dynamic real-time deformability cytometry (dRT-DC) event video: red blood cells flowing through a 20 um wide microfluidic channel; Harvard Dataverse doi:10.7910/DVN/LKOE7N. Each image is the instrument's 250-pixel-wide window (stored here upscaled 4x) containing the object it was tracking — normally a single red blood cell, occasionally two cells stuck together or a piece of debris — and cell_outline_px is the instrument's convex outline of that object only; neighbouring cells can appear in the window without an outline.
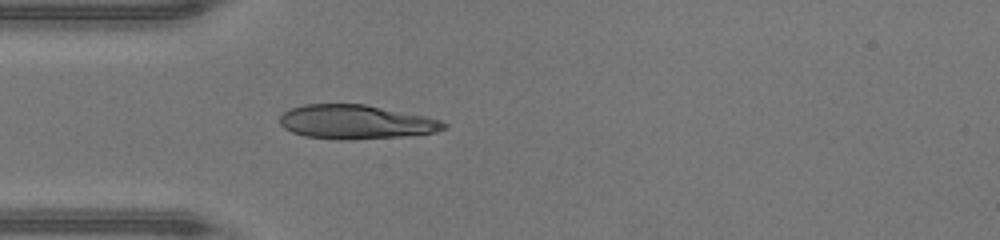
{"species": "human", "species_latin": "Homo sapiens", "temperature_condition": "warm", "stored_images_in_passage": 34, "camera_frame_rate_fps": 3000, "um_per_image_px": 0.085, "donor": {"sex": "male"}, "frame": {"image": 1, "passage_image": 1, "time_ms": 0.0, "image_size_px": [1000, 240], "cell_outline_px": [[448, 124], [444, 128], [436, 132], [404, 136], [348, 140], [336, 140], [304, 136], [292, 132], [284, 128], [280, 124], [280, 116], [284, 112], [292, 108], [304, 104], [364, 104], [424, 116], [440, 120]], "centroid_in_image_um": [30.22, 10.37], "position_along_channel_um": 54.8, "area_um2": 32.48}}
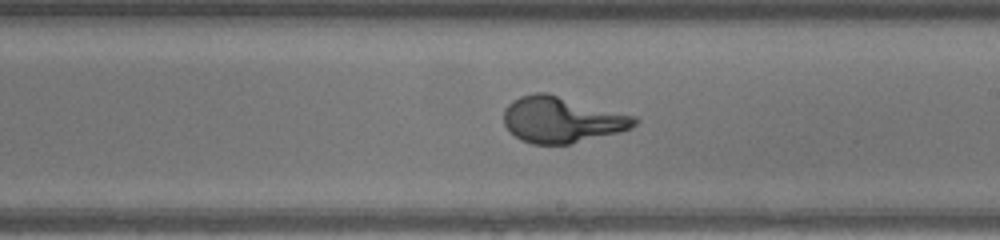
{"frame": {"image": 2, "passage_image": 14, "time_ms": 4.333, "image_size_px": [1000, 240], "cell_outline_px": [[640, 120], [632, 128], [620, 132], [568, 144], [532, 144], [520, 140], [504, 124], [504, 108], [512, 100], [520, 96], [536, 92], [548, 92], [636, 116]], "centroid_in_image_um": [47.77, 10.16], "position_along_channel_um": 241.2, "area_um2": 35.26}}
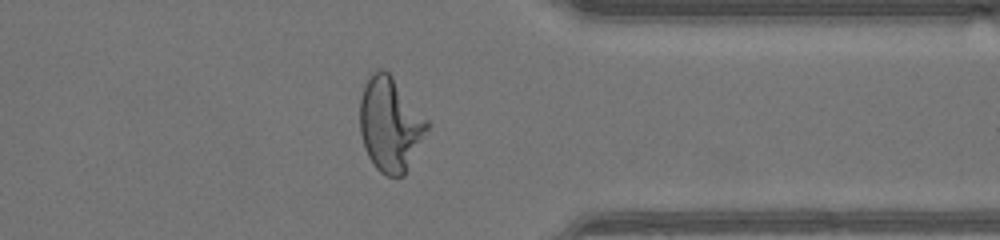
{"frame": {"image": 3, "passage_image": 24, "time_ms": 7.667, "image_size_px": [1000, 240], "cell_outline_px": [[432, 124], [404, 176], [388, 176], [380, 172], [376, 168], [368, 156], [364, 148], [360, 132], [360, 100], [364, 88], [372, 72], [380, 68], [384, 68], [392, 76]], "centroid_in_image_um": [33.19, 10.58], "position_along_channel_um": 378.2, "area_um2": 37.05}}